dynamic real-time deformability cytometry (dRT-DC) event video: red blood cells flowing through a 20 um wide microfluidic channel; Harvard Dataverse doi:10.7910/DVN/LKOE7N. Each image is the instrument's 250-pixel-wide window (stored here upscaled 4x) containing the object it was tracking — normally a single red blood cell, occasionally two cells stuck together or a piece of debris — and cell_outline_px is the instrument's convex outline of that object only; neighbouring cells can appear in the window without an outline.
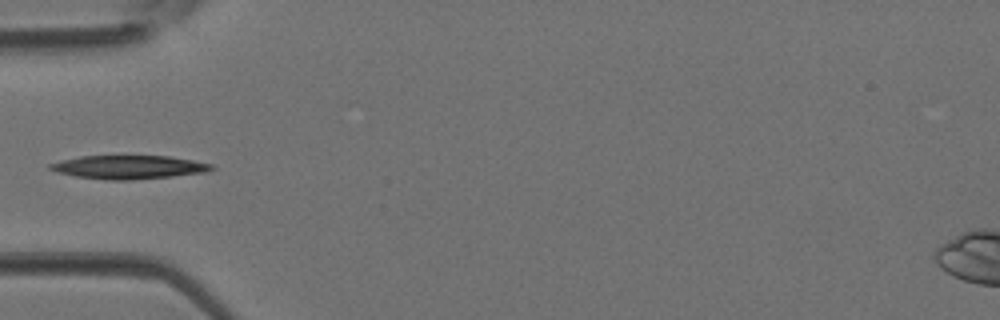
{"species": "Egyptian fruit bat (a non-hibernating species)", "species_latin": "Rousettus aegyptiacus", "temperature_condition": "room temperature", "stored_images_in_passage": 6, "camera_frame_rate_fps": 3000, "um_per_image_px": 0.085, "animal": {"sex": "female"}, "frame": {"image": 1, "passage_image": 6, "time_ms": 1.667, "image_size_px": [1000, 320], "cell_outline_px": [[216, 168], [208, 172], [172, 176], [132, 180], [108, 180], [76, 176], [56, 172], [48, 168], [48, 164], [60, 160], [80, 156], [168, 156], [192, 160], [212, 164]], "centroid_in_image_um": [10.94, 14.21], "position_along_channel_um": 74.1, "area_um2": 22.2}}